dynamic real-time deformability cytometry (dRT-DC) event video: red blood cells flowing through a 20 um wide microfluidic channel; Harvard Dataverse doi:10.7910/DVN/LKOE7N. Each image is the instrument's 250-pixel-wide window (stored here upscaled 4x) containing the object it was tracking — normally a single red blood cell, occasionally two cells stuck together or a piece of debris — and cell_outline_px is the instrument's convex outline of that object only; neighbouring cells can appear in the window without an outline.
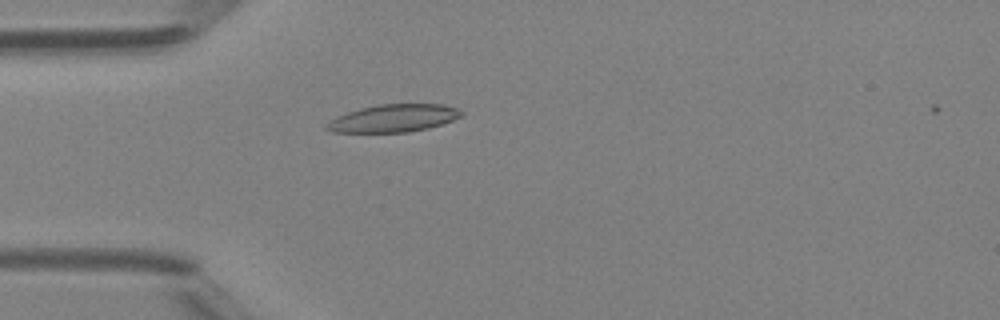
{"species": "Egyptian fruit bat (a non-hibernating species)", "species_latin": "Rousettus aegyptiacus", "temperature_condition": "room temperature", "stored_images_in_passage": 35, "camera_frame_rate_fps": 3000, "um_per_image_px": 0.085, "animal": {"sex": "female"}, "frame": {"image": 1, "passage_image": 1, "time_ms": 0.0, "image_size_px": [1000, 320], "cell_outline_px": [[464, 116], [428, 128], [408, 132], [332, 132], [324, 128], [324, 124], [336, 116], [360, 108], [376, 104], [444, 104], [456, 108], [464, 112]], "centroid_in_image_um": [33.43, 10.04], "position_along_channel_um": 51.6, "area_um2": 21.79}}
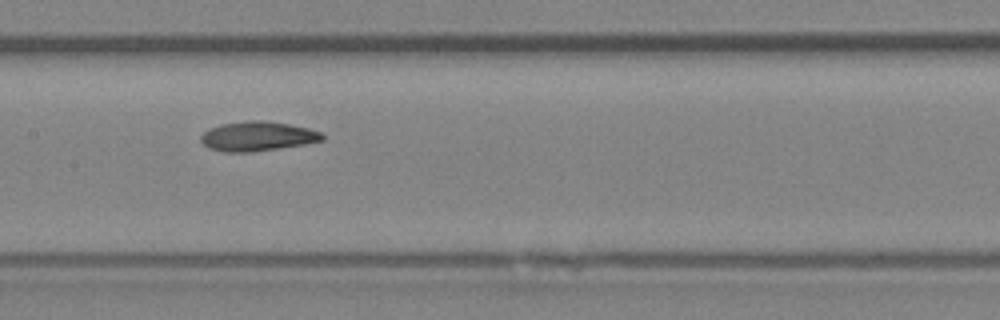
{"frame": {"image": 2, "passage_image": 11, "time_ms": 3.333, "image_size_px": [1000, 320], "cell_outline_px": [[324, 140], [304, 144], [280, 148], [252, 152], [220, 152], [208, 148], [200, 140], [200, 136], [208, 128], [220, 124], [248, 120], [264, 120], [288, 124], [308, 128], [320, 132], [324, 136]], "centroid_in_image_um": [21.84, 11.58], "position_along_channel_um": 185.6, "area_um2": 21.04}}
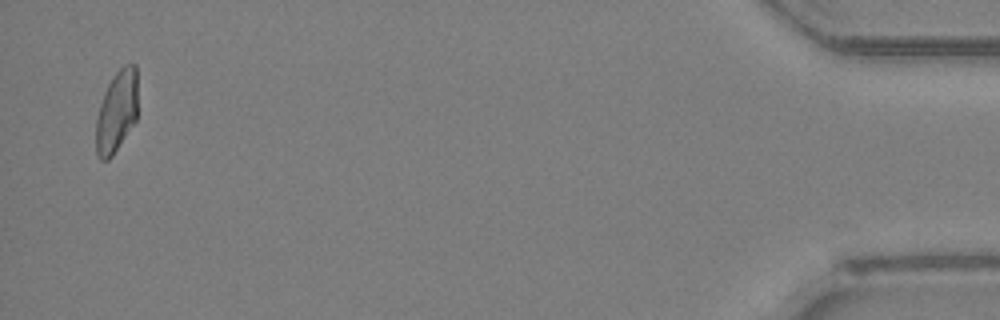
{"frame": {"image": 3, "passage_image": 34, "time_ms": 11.0, "image_size_px": [1000, 320], "cell_outline_px": [[136, 120], [112, 156], [108, 160], [100, 160], [96, 156], [96, 120], [100, 104], [104, 92], [112, 76], [124, 64], [136, 64]], "centroid_in_image_um": [9.89, 9.49], "position_along_channel_um": 425.3, "area_um2": 19.77}, "authors_computed_cell_mechanics": {"area_um2": 20.519, "velocity_mm_per_s": 4.2955, "shape_relaxation_time_tau1_ms": 11.2217, "shape_relaxation_time_tau2_ms": 4.9678, "deformation_change_tau1": 0.2261, "deformation_change_tau2": 0.112}}